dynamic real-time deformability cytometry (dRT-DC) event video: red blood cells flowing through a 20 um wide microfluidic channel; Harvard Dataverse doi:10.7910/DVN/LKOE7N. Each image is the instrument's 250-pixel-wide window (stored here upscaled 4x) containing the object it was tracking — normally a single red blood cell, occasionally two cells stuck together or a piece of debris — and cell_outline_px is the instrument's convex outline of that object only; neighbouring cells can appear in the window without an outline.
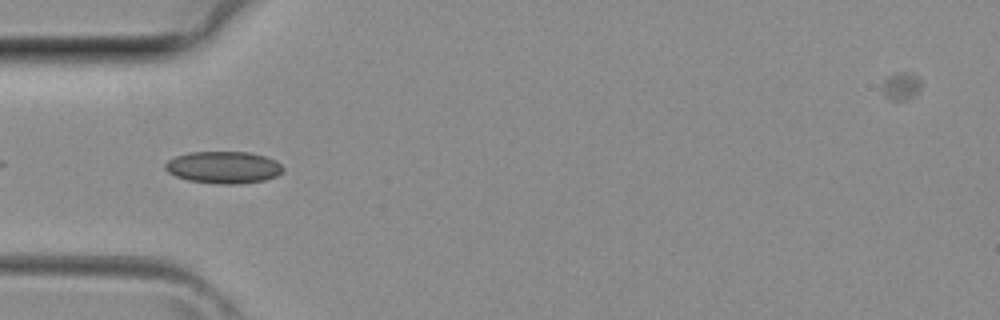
{"species": "common noctule bat (a hibernating species)", "species_latin": "Nyctalus noctula", "temperature_condition": "room temperature", "stored_images_in_passage": 28, "camera_frame_rate_fps": 3000, "um_per_image_px": 0.085, "animal": {"sex": "female", "body_mass_g": 29.2, "forearm_length_mm": 56.3}, "frame": {"image": 1, "passage_image": 2, "time_ms": 0.333, "image_size_px": [1000, 320], "cell_outline_px": [[284, 168], [276, 176], [264, 180], [240, 184], [216, 184], [188, 180], [176, 176], [168, 172], [164, 168], [164, 164], [168, 160], [176, 156], [188, 152], [248, 152], [264, 156], [276, 160]], "centroid_in_image_um": [18.98, 14.23], "position_along_channel_um": 66.0, "area_um2": 22.02}}
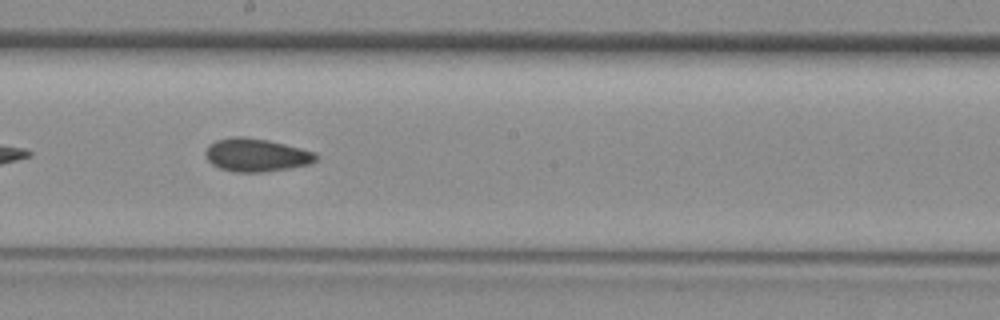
{"frame": {"image": 2, "passage_image": 11, "time_ms": 3.333, "image_size_px": [1000, 320], "cell_outline_px": [[320, 156], [316, 160], [308, 164], [288, 168], [260, 172], [236, 172], [220, 168], [212, 164], [204, 156], [204, 152], [208, 144], [216, 140], [236, 136], [244, 136], [268, 140], [316, 152]], "centroid_in_image_um": [21.76, 13.16], "position_along_channel_um": 226.4, "area_um2": 21.33}}
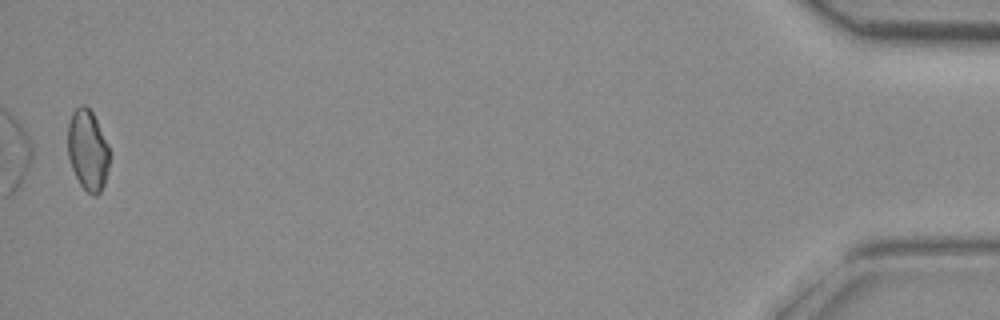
{"frame": {"image": 3, "passage_image": 28, "time_ms": 9.0, "image_size_px": [1000, 320], "cell_outline_px": [[108, 168], [104, 184], [100, 192], [96, 196], [92, 196], [80, 184], [72, 168], [68, 156], [68, 124], [72, 112], [80, 104], [84, 104], [92, 112], [108, 144]], "centroid_in_image_um": [7.44, 12.76], "position_along_channel_um": 427.8, "area_um2": 19.42}}